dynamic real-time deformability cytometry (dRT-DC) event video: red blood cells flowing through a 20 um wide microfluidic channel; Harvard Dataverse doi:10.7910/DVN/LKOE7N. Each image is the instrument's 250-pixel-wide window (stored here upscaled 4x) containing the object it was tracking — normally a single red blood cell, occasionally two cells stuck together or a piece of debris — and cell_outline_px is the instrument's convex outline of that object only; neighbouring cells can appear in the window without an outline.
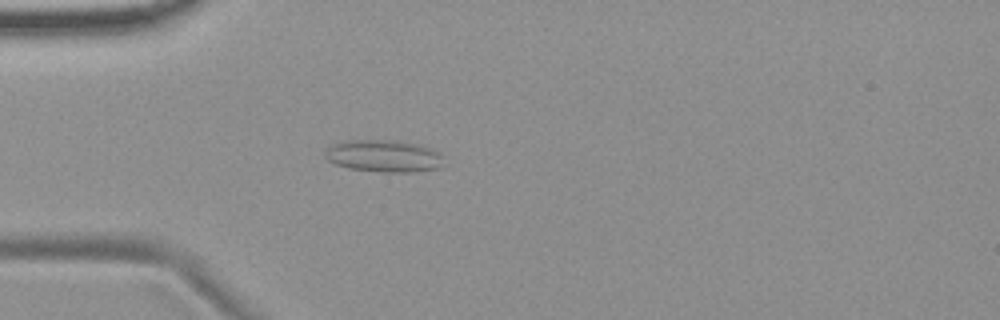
{"species": "common noctule bat (a hibernating species)", "species_latin": "Nyctalus noctula", "temperature_condition": "room temperature", "stored_images_in_passage": 3, "camera_frame_rate_fps": 3000, "um_per_image_px": 0.085, "animal": {"sex": "female", "body_mass_g": 19.9}, "frame": {"image": 1, "passage_image": 3, "time_ms": 3.333, "image_size_px": [1000, 320], "cell_outline_px": [[444, 156], [440, 168], [416, 172], [380, 172], [348, 168], [336, 164], [328, 160], [324, 156], [324, 152], [332, 144], [344, 140], [396, 140], [420, 144], [432, 148], [440, 152]], "centroid_in_image_um": [32.65, 13.25], "position_along_channel_um": 52.3, "area_um2": 22.66}}